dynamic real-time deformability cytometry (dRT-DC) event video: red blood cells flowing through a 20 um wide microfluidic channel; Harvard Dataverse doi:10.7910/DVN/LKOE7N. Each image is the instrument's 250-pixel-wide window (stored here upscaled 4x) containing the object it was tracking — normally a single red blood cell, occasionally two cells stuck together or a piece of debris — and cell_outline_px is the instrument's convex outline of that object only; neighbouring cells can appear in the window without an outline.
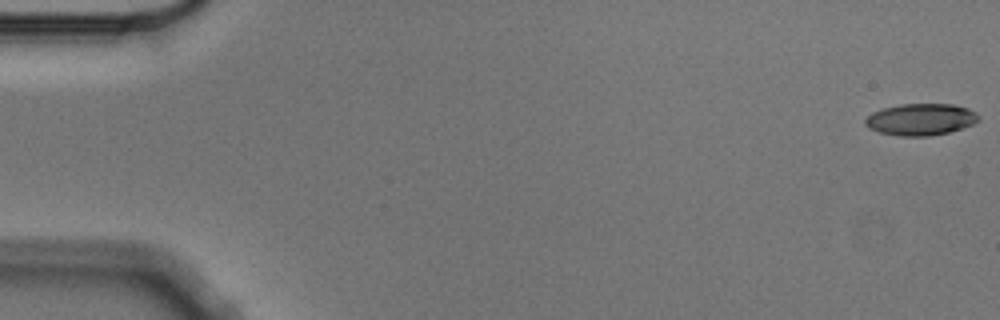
{"species": "Egyptian fruit bat (a non-hibernating species)", "species_latin": "Rousettus aegyptiacus", "temperature_condition": "cold", "stored_images_in_passage": 5, "segment_of_instrument_passage": [2, 2], "camera_frame_rate_fps": 3000, "um_per_image_px": 0.085, "animal": {"sex": "male"}, "frame": {"image": 1, "passage_image": 5, "time_ms": 1.333, "image_size_px": [1000, 320], "cell_outline_px": [[980, 120], [972, 124], [948, 132], [928, 136], [900, 136], [880, 132], [868, 128], [864, 124], [864, 120], [872, 112], [880, 108], [900, 104], [952, 104], [968, 108], [976, 112], [980, 116]], "centroid_in_image_um": [78.24, 10.14], "position_along_channel_um": 6.8, "area_um2": 21.04}}